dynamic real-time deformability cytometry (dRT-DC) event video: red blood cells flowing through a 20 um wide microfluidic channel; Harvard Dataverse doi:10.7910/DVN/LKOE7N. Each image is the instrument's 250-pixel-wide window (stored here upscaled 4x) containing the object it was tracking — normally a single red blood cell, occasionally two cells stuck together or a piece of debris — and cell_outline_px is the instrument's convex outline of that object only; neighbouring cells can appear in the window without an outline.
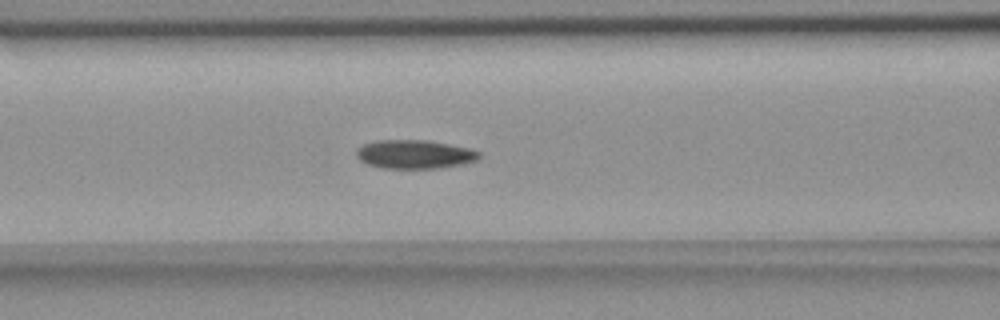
{"species": "common noctule bat (a hibernating species)", "species_latin": "Nyctalus noctula", "temperature_condition": "room temperature", "stored_images_in_passage": 24, "camera_frame_rate_fps": 3000, "um_per_image_px": 0.085, "animal": {"sex": "female", "body_mass_g": 18.4}, "frame": {"image": 1, "passage_image": 14, "time_ms": 4.333, "image_size_px": [1000, 320], "cell_outline_px": [[480, 156], [476, 160], [460, 164], [440, 168], [384, 168], [368, 164], [360, 160], [356, 156], [356, 152], [364, 144], [376, 140], [428, 140], [468, 148], [480, 152]], "centroid_in_image_um": [35.23, 13.11], "position_along_channel_um": 131.4, "area_um2": 20.29}}
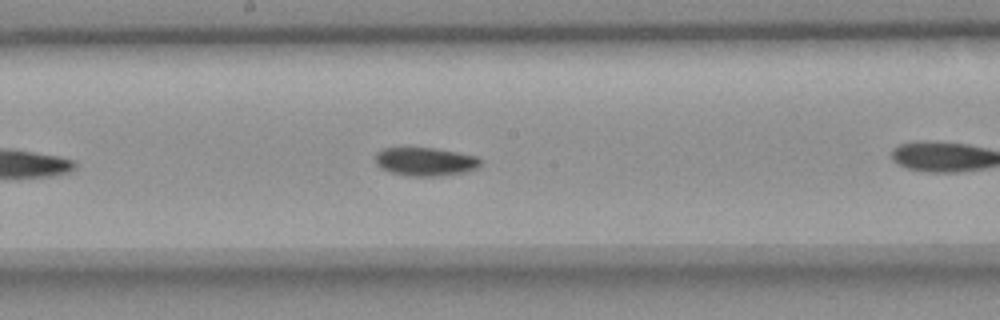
{"frame": {"image": 2, "passage_image": 17, "time_ms": 5.333, "image_size_px": [1000, 320], "cell_outline_px": [[484, 164], [476, 168], [464, 172], [440, 176], [408, 176], [392, 172], [380, 168], [376, 164], [376, 152], [384, 148], [436, 148], [480, 156], [484, 160]], "centroid_in_image_um": [36.23, 13.73], "position_along_channel_um": 212.0, "area_um2": 17.69}}